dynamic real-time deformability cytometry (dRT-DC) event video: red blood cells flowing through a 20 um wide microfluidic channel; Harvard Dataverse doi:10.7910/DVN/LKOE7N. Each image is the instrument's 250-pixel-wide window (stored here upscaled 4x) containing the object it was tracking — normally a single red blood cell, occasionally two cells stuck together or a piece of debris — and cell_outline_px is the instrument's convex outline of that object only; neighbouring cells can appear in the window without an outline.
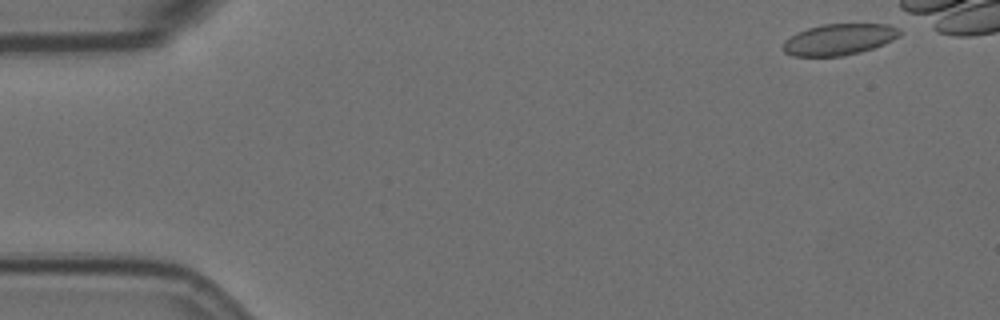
{"species": "Egyptian fruit bat (a non-hibernating species)", "species_latin": "Rousettus aegyptiacus", "temperature_condition": "room temperature", "stored_images_in_passage": 45, "camera_frame_rate_fps": 3000, "um_per_image_px": 0.085, "animal": {"sex": "female"}, "frame": {"image": 1, "passage_image": 3, "time_ms": 0.667, "image_size_px": [1000, 320], "cell_outline_px": [[900, 36], [884, 44], [860, 52], [844, 56], [792, 56], [784, 52], [784, 40], [796, 32], [808, 28], [824, 24], [888, 24], [900, 28]], "centroid_in_image_um": [71.32, 3.35], "position_along_channel_um": 13.7, "area_um2": 21.27}}
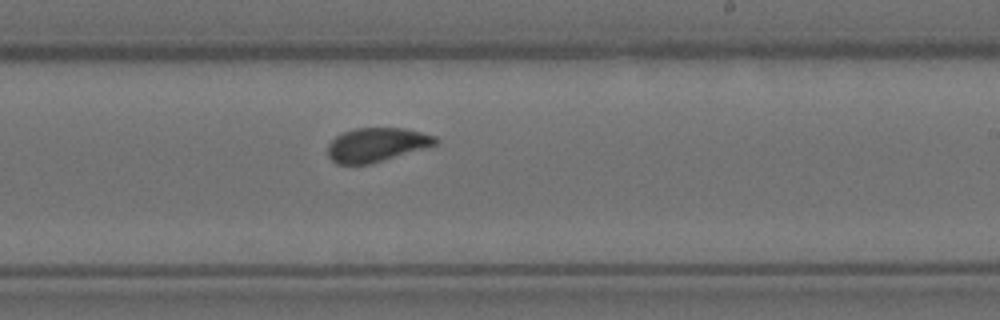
{"frame": {"image": 2, "passage_image": 33, "time_ms": 10.667, "image_size_px": [1000, 320], "cell_outline_px": [[440, 140], [436, 144], [368, 164], [336, 164], [328, 156], [328, 144], [336, 136], [344, 132], [356, 128], [404, 128], [436, 136]], "centroid_in_image_um": [31.98, 12.29], "position_along_channel_um": 257.0, "area_um2": 20.92}}
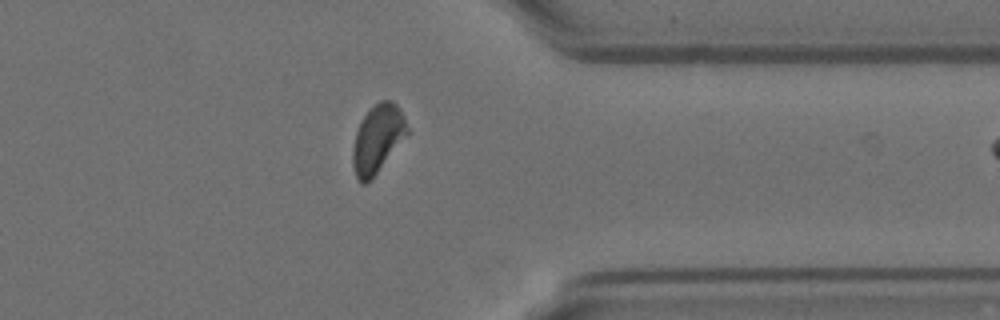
{"frame": {"image": 3, "passage_image": 44, "time_ms": 14.333, "image_size_px": [1000, 320], "cell_outline_px": [[408, 132], [376, 172], [364, 184], [360, 184], [356, 176], [352, 164], [352, 148], [356, 132], [364, 116], [380, 100], [392, 100], [400, 108], [404, 116], [408, 128]], "centroid_in_image_um": [32.07, 11.77], "position_along_channel_um": 379.3, "area_um2": 20.87}}